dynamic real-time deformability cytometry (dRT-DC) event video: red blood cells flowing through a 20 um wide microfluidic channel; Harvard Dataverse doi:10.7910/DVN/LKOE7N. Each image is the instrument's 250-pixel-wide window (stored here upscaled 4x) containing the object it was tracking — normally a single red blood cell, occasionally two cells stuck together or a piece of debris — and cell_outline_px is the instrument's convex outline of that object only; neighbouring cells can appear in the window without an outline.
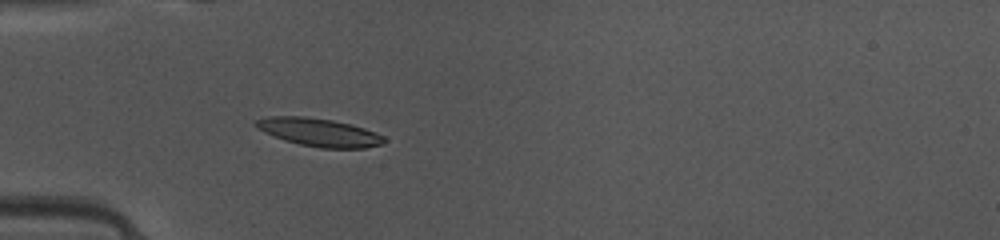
{"species": "common noctule bat (a hibernating species)", "species_latin": "Nyctalus noctula", "temperature_condition": "warm", "stored_images_in_passage": 34, "camera_frame_rate_fps": 3000, "um_per_image_px": 0.085, "animal": {"sex": "female", "body_mass_g": 10.0, "forearm_length_mm": 53.1}, "frame": {"image": 1, "passage_image": 1, "time_ms": 0.0, "image_size_px": [1000, 240], "cell_outline_px": [[388, 140], [380, 144], [364, 148], [320, 148], [300, 144], [284, 140], [264, 132], [252, 124], [256, 120], [268, 116], [304, 116], [332, 120], [352, 124], [364, 128], [384, 136]], "centroid_in_image_um": [27.11, 11.24], "position_along_channel_um": 57.9, "area_um2": 20.98}}
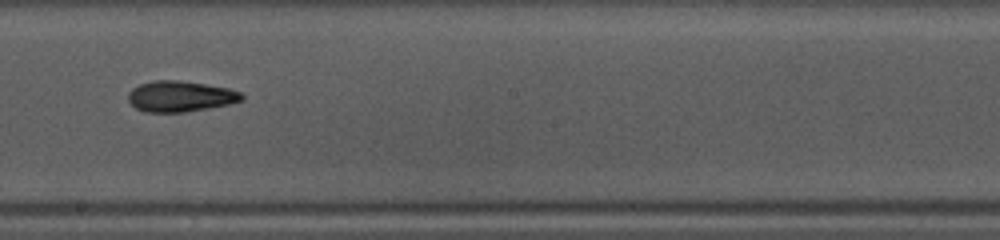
{"frame": {"image": 2, "passage_image": 14, "time_ms": 4.333, "image_size_px": [1000, 240], "cell_outline_px": [[244, 100], [228, 104], [208, 108], [184, 112], [144, 112], [136, 108], [128, 100], [128, 92], [132, 88], [140, 84], [152, 80], [180, 80], [228, 88], [240, 92], [244, 96]], "centroid_in_image_um": [15.31, 8.18], "position_along_channel_um": 232.9, "area_um2": 20.4}}
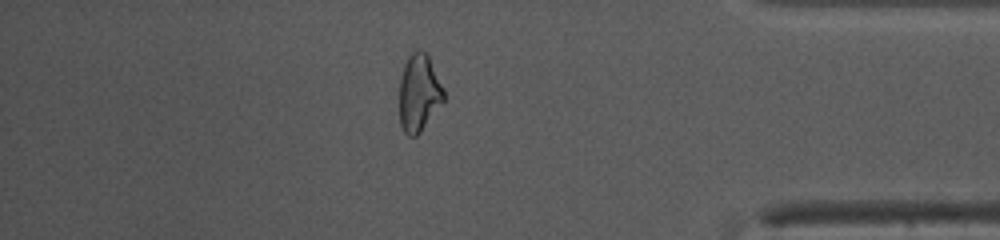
{"frame": {"image": 3, "passage_image": 28, "time_ms": 9.0, "image_size_px": [1000, 240], "cell_outline_px": [[444, 100], [420, 132], [416, 136], [408, 136], [404, 132], [400, 124], [400, 76], [404, 64], [408, 56], [412, 52], [420, 48], [428, 52], [444, 88]], "centroid_in_image_um": [35.62, 7.84], "position_along_channel_um": 399.6, "area_um2": 20.23}, "authors_computed_cell_mechanics": {"area_um2": 20.3745, "velocity_mm_per_s": 4.1465, "shape_relaxation_time_tau1_ms": 3.3416, "shape_relaxation_time_tau2_ms": 5.0031, "deformation_change_tau1": 0.1559, "deformation_change_tau2": 0.1121}}